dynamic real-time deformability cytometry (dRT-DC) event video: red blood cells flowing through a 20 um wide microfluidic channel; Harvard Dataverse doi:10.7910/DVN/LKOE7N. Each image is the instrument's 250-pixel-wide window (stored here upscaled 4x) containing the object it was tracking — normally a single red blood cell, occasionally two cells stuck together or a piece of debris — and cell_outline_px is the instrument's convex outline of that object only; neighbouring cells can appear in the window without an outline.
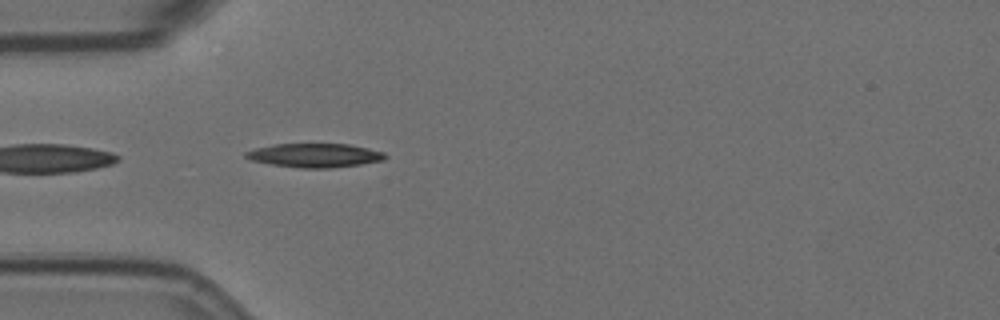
{"species": "Egyptian fruit bat (a non-hibernating species)", "species_latin": "Rousettus aegyptiacus", "temperature_condition": "room temperature", "stored_images_in_passage": 42, "camera_frame_rate_fps": 3000, "um_per_image_px": 0.085, "animal": {"sex": "female"}, "frame": {"image": 1, "passage_image": 2, "time_ms": 0.333, "image_size_px": [1000, 320], "cell_outline_px": [[388, 156], [384, 160], [360, 164], [332, 168], [300, 168], [272, 164], [252, 160], [244, 156], [244, 152], [256, 148], [276, 144], [348, 144], [368, 148], [384, 152]], "centroid_in_image_um": [26.78, 13.2], "position_along_channel_um": 58.2, "area_um2": 19.31}}
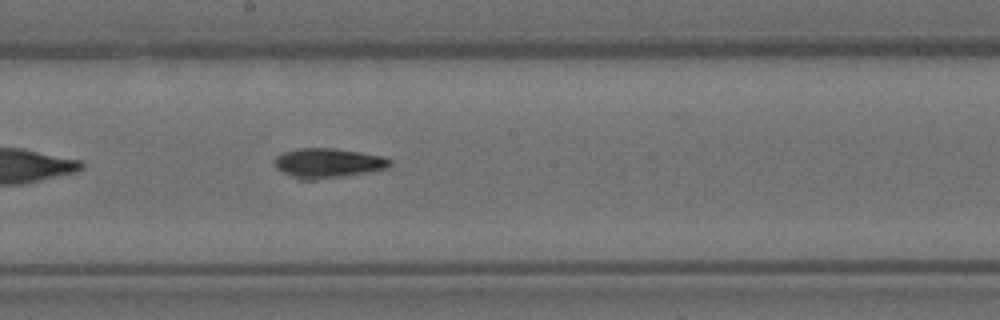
{"frame": {"image": 2, "passage_image": 16, "time_ms": 5.0, "image_size_px": [1000, 320], "cell_outline_px": [[392, 164], [384, 168], [368, 172], [316, 180], [300, 180], [276, 168], [276, 156], [284, 152], [296, 148], [336, 148], [384, 156], [392, 160]], "centroid_in_image_um": [27.89, 13.85], "position_along_channel_um": 220.3, "area_um2": 19.83}}
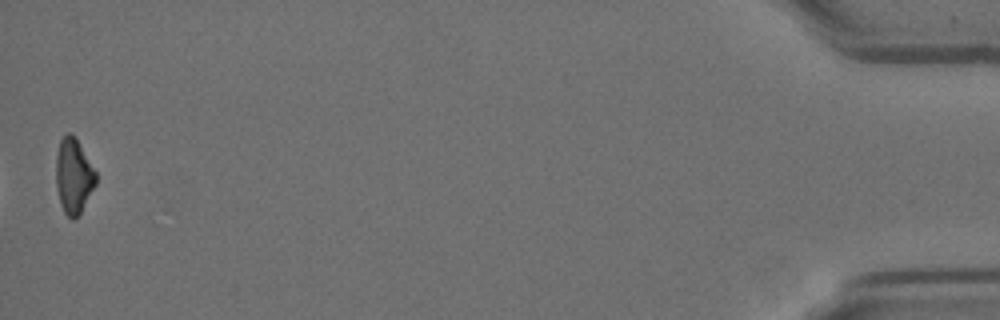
{"frame": {"image": 3, "passage_image": 42, "time_ms": 13.667, "image_size_px": [1000, 320], "cell_outline_px": [[96, 184], [80, 212], [72, 220], [64, 212], [60, 204], [56, 188], [56, 156], [60, 140], [68, 132], [72, 132], [76, 136], [96, 172]], "centroid_in_image_um": [6.24, 14.92], "position_along_channel_um": 429.0, "area_um2": 17.46}, "authors_computed_cell_mechanics": {"area_um2": 18.6694, "velocity_mm_per_s": 3.5309, "shape_relaxation_time_tau1_ms": 4.7349, "shape_relaxation_time_tau2_ms": null, "deformation_change_tau1": 0.1679, "deformation_change_tau2": null}}